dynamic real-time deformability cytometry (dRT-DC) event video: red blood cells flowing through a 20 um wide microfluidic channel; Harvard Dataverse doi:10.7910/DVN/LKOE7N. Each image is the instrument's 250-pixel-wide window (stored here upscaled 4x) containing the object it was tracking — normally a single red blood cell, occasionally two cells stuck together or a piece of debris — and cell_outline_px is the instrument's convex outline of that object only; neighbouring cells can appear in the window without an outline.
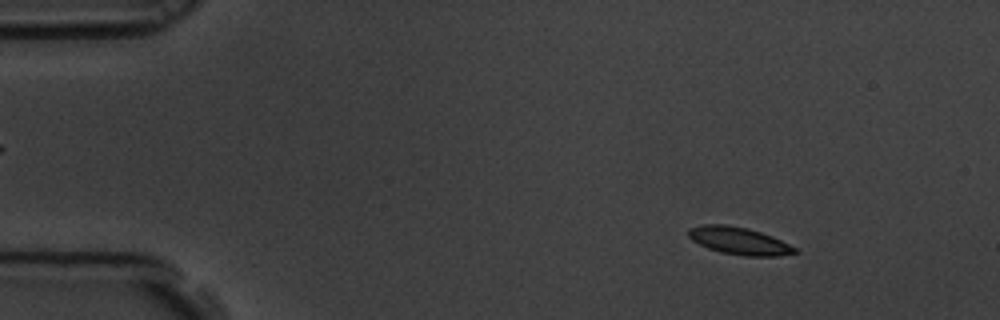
{"species": "common noctule bat (a hibernating species)", "species_latin": "Nyctalus noctula", "temperature_condition": "room temperature", "stored_images_in_passage": 56, "camera_frame_rate_fps": 3000, "um_per_image_px": 0.085, "animal": {"sex": "male", "body_mass_g": 19.5, "forearm_length_mm": 54.6}, "frame": {"image": 1, "passage_image": 6, "time_ms": 1.667, "image_size_px": [1000, 320], "cell_outline_px": [[800, 252], [780, 256], [744, 256], [720, 252], [708, 248], [692, 240], [688, 236], [688, 228], [704, 224], [724, 224], [748, 228], [772, 236], [796, 248]], "centroid_in_image_um": [62.82, 20.47], "position_along_channel_um": 22.2, "area_um2": 16.99}}
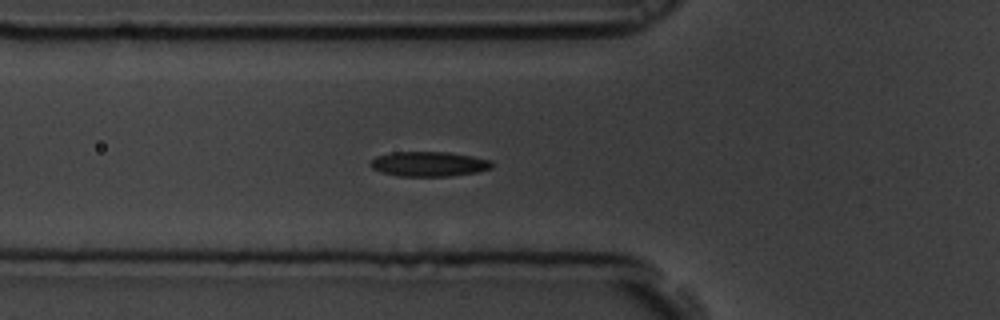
{"frame": {"image": 2, "passage_image": 19, "time_ms": 6.0, "image_size_px": [1000, 320], "cell_outline_px": [[492, 168], [476, 172], [452, 176], [396, 176], [380, 172], [372, 168], [368, 164], [376, 156], [392, 152], [448, 152], [472, 156], [492, 160]], "centroid_in_image_um": [36.43, 13.94], "position_along_channel_um": 89.4, "area_um2": 17.69}}
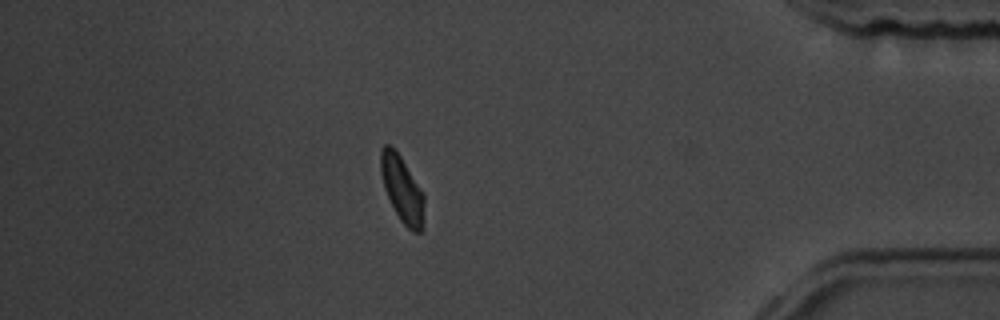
{"frame": {"image": 3, "passage_image": 49, "time_ms": 16.0, "image_size_px": [1000, 320], "cell_outline_px": [[424, 204], [420, 232], [412, 232], [400, 220], [384, 188], [380, 172], [380, 148], [384, 144], [392, 144], [396, 148], [424, 192]], "centroid_in_image_um": [34.15, 15.97], "position_along_channel_um": 401.0, "area_um2": 16.94}, "authors_computed_cell_mechanics": {"area_um2": 17.3978, "velocity_mm_per_s": 3.5166, "shape_relaxation_time_tau1_ms": 3.0499, "shape_relaxation_time_tau2_ms": 2.5619, "deformation_change_tau1": 0.106, "deformation_change_tau2": 0.075}}